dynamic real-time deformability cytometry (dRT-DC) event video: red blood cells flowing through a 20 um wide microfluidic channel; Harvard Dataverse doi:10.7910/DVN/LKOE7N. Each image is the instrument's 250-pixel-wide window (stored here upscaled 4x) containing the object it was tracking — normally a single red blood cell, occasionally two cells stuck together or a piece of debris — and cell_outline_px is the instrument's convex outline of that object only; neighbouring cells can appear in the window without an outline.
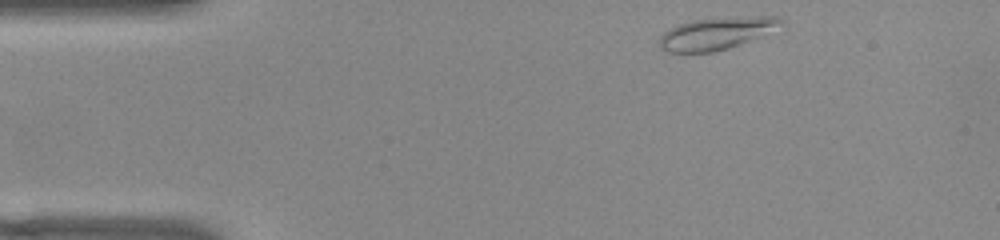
{"species": "common noctule bat (a hibernating species)", "species_latin": "Nyctalus noctula", "temperature_condition": "warm", "stored_images_in_passage": 46, "camera_frame_rate_fps": 3000, "um_per_image_px": 0.085, "animal": {"sex": "female", "body_mass_g": 22.0, "forearm_length_mm": 56.7}, "frame": {"image": 1, "passage_image": 1, "time_ms": 0.0, "image_size_px": [1000, 240], "cell_outline_px": [[784, 24], [760, 36], [740, 44], [728, 48], [712, 52], [668, 52], [660, 48], [660, 36], [668, 28], [692, 20], [756, 16], [776, 16], [784, 20]], "centroid_in_image_um": [60.88, 2.84], "position_along_channel_um": 24.1, "area_um2": 22.48}}
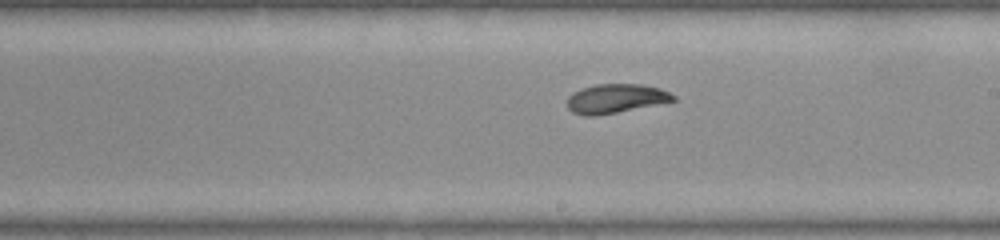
{"frame": {"image": 2, "passage_image": 23, "time_ms": 7.333, "image_size_px": [1000, 240], "cell_outline_px": [[676, 100], [616, 112], [592, 116], [584, 116], [572, 112], [568, 108], [568, 96], [572, 92], [580, 88], [596, 84], [640, 84], [660, 88], [676, 96]], "centroid_in_image_um": [52.29, 8.36], "position_along_channel_um": 236.7, "area_um2": 17.86}}
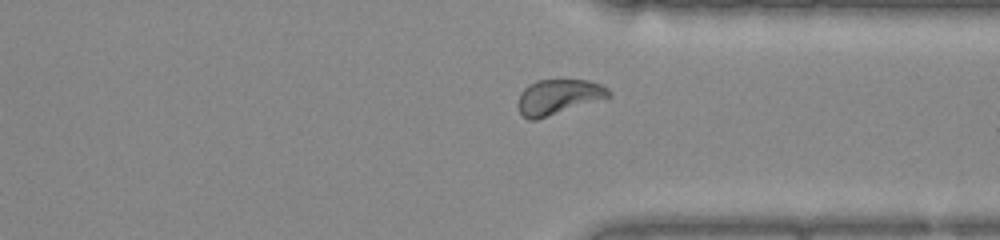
{"frame": {"image": 3, "passage_image": 33, "time_ms": 10.667, "image_size_px": [1000, 240], "cell_outline_px": [[612, 96], [536, 120], [528, 120], [520, 112], [516, 104], [520, 92], [528, 84], [536, 80], [588, 80], [600, 84], [608, 88], [612, 92]], "centroid_in_image_um": [47.44, 8.23], "position_along_channel_um": 364.0, "area_um2": 18.67}, "authors_computed_cell_mechanics": {"area_um2": 19.0451, "velocity_mm_per_s": 3.8199, "shape_relaxation_time_tau1_ms": 6.2269, "shape_relaxation_time_tau2_ms": 1.4096, "deformation_change_tau1": 0.1398, "deformation_change_tau2": 0.0514}}